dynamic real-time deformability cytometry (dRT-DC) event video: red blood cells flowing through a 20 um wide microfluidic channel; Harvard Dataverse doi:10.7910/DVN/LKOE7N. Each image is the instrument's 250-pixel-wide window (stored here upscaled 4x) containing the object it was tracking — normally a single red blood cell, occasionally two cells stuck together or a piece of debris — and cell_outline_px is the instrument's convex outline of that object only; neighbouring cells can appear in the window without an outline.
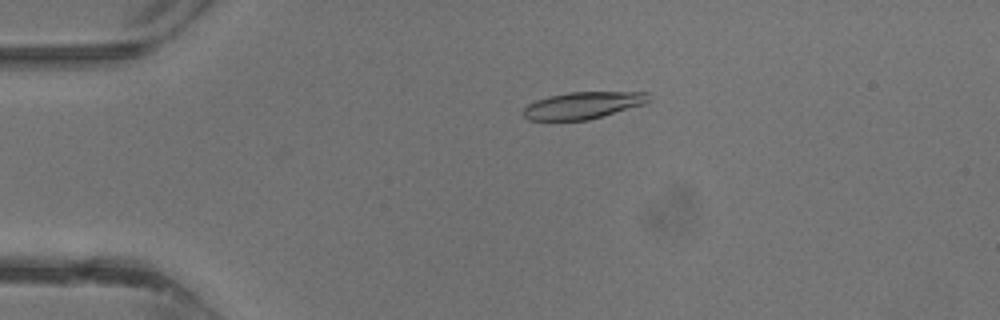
{"species": "common noctule bat (a hibernating species)", "species_latin": "Nyctalus noctula", "temperature_condition": "warm", "stored_images_in_passage": 35, "camera_frame_rate_fps": 3000, "um_per_image_px": 0.085, "animal": {"sex": "male", "body_mass_g": 13.3}, "frame": {"image": 1, "passage_image": 5, "time_ms": 1.333, "image_size_px": [1000, 320], "cell_outline_px": [[652, 100], [644, 104], [588, 120], [528, 120], [524, 116], [524, 108], [528, 104], [536, 100], [548, 96], [568, 92], [648, 92]], "centroid_in_image_um": [49.57, 8.94], "position_along_channel_um": 35.4, "area_um2": 19.65}}
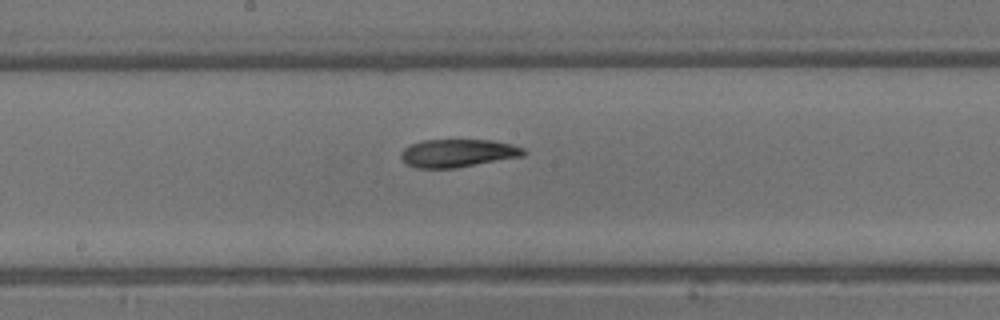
{"frame": {"image": 2, "passage_image": 17, "time_ms": 5.333, "image_size_px": [1000, 320], "cell_outline_px": [[528, 152], [524, 156], [456, 168], [416, 168], [404, 164], [400, 156], [400, 152], [404, 148], [412, 144], [424, 140], [492, 140], [512, 144], [524, 148]], "centroid_in_image_um": [38.92, 13.02], "position_along_channel_um": 209.3, "area_um2": 20.23}}
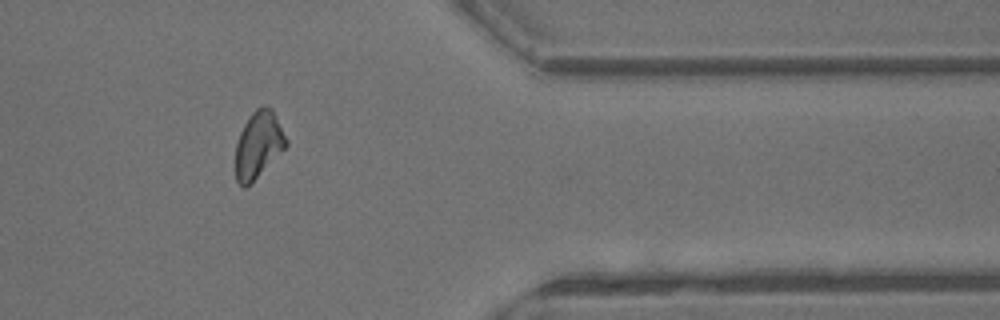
{"frame": {"image": 3, "passage_image": 28, "time_ms": 9.0, "image_size_px": [1000, 320], "cell_outline_px": [[288, 144], [244, 188], [236, 180], [236, 144], [240, 132], [244, 124], [252, 112], [256, 108], [264, 104], [272, 108], [288, 140]], "centroid_in_image_um": [21.96, 12.22], "position_along_channel_um": 389.4, "area_um2": 19.13}}